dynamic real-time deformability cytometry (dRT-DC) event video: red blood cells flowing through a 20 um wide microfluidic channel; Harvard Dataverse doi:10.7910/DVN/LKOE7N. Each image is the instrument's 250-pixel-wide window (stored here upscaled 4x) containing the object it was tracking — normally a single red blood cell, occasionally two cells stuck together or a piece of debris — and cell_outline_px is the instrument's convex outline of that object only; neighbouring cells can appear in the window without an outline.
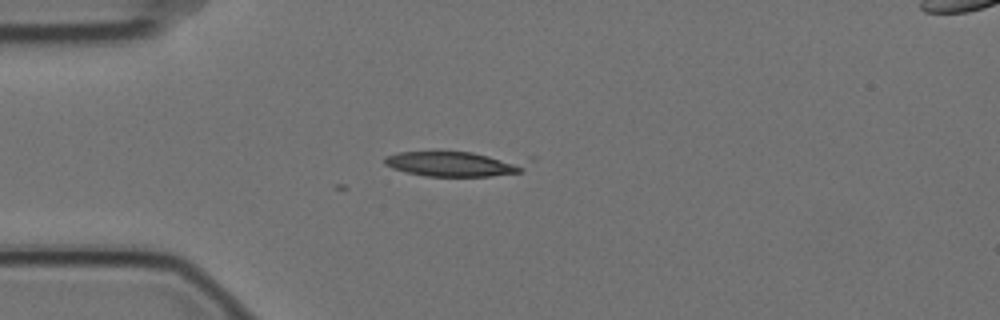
{"species": "Egyptian fruit bat (a non-hibernating species)", "species_latin": "Rousettus aegyptiacus", "temperature_condition": "cold", "stored_images_in_passage": 3, "camera_frame_rate_fps": 3000, "um_per_image_px": 0.085, "animal": {"sex": "female"}, "frame": {"image": 1, "passage_image": 3, "time_ms": 0.667, "image_size_px": [1000, 320], "cell_outline_px": [[536, 156], [524, 172], [492, 176], [424, 176], [392, 168], [384, 164], [384, 156], [400, 152], [472, 152]], "centroid_in_image_um": [38.95, 13.9], "position_along_channel_um": 46.0, "area_um2": 22.2}}